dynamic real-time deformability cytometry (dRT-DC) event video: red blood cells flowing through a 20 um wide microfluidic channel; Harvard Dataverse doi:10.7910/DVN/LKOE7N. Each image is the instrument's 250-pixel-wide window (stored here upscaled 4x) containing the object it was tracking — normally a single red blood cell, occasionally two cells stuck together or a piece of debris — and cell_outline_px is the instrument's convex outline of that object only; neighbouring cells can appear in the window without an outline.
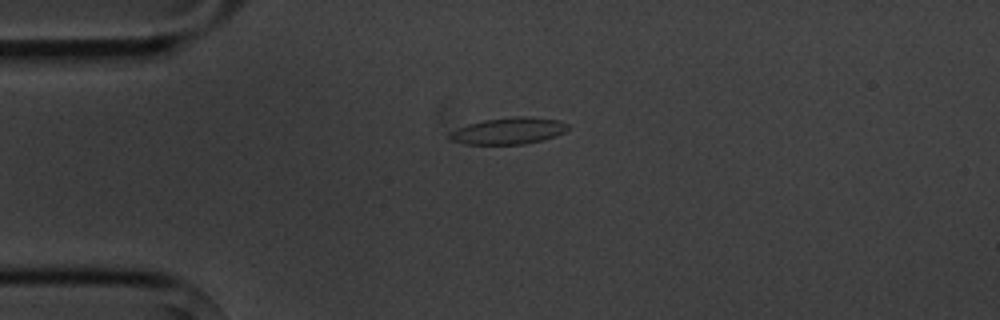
{"species": "common noctule bat (a hibernating species)", "species_latin": "Nyctalus noctula", "temperature_condition": "cold", "stored_images_in_passage": 3, "camera_frame_rate_fps": 3000, "um_per_image_px": 0.085, "animal": {"sex": "male", "body_mass_g": 20.1, "forearm_length_mm": 53.5}, "frame": {"image": 1, "passage_image": 1, "time_ms": 0.0, "image_size_px": [1000, 320], "cell_outline_px": [[568, 128], [564, 132], [556, 136], [524, 144], [464, 144], [448, 140], [448, 132], [468, 124], [484, 120], [512, 116], [528, 116], [560, 120], [568, 124]], "centroid_in_image_um": [43.19, 11.12], "position_along_channel_um": 41.8, "area_um2": 18.5}}